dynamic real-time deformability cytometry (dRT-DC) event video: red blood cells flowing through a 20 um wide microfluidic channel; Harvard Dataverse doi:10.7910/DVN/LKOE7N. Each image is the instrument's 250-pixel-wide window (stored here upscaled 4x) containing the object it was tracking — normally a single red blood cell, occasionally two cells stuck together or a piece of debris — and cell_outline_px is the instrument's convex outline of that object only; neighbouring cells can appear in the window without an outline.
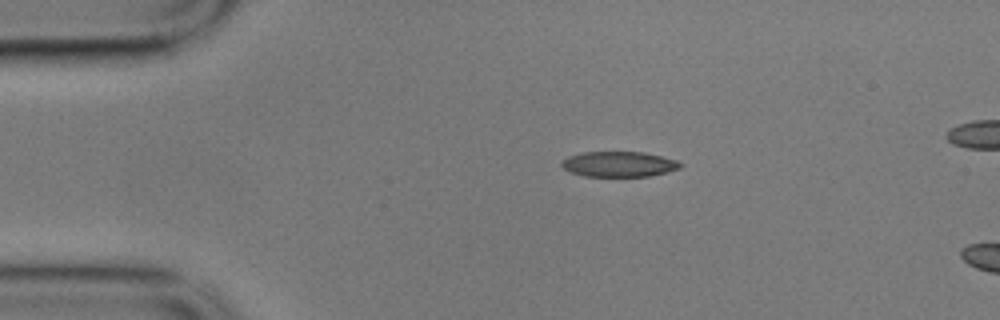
{"species": "common noctule bat (a hibernating species)", "species_latin": "Nyctalus noctula", "temperature_condition": "cold", "stored_images_in_passage": 3, "camera_frame_rate_fps": 3000, "um_per_image_px": 0.085, "animal": {"sex": "male", "body_mass_g": 17.9}, "frame": {"image": 1, "passage_image": 1, "time_ms": 0.0, "image_size_px": [1000, 320], "cell_outline_px": [[680, 168], [648, 176], [584, 176], [572, 172], [564, 168], [560, 164], [560, 160], [568, 156], [584, 152], [644, 152], [676, 160], [680, 164]], "centroid_in_image_um": [52.55, 13.94], "position_along_channel_um": 32.5, "area_um2": 17.28}}